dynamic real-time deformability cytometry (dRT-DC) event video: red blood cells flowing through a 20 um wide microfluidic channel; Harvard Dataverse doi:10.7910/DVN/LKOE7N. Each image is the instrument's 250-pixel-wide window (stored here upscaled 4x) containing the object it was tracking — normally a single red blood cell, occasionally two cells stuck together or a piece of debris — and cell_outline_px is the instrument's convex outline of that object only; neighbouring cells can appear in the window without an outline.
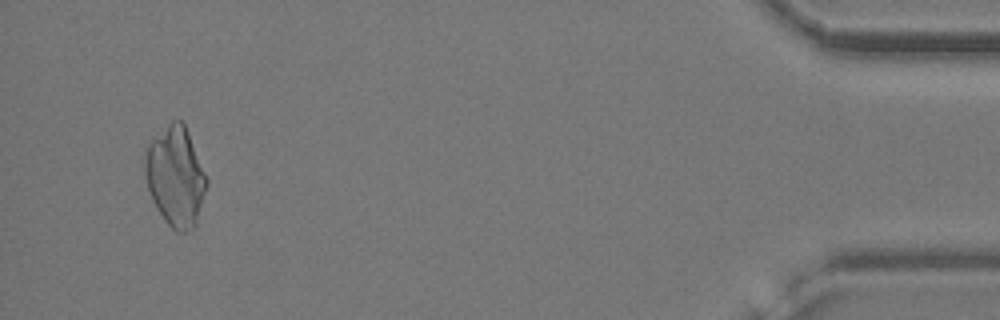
{"species": "common noctule bat (a hibernating species)", "species_latin": "Nyctalus noctula", "temperature_condition": "cold", "stored_images_in_passage": 51, "camera_frame_rate_fps": 3000, "um_per_image_px": 0.085, "animal": {"sex": "female", "body_mass_g": 24.6, "forearm_length_mm": 56.2}, "frame": {"image": 1, "passage_image": 49, "time_ms": 16.0, "image_size_px": [1000, 320], "cell_outline_px": [[208, 184], [196, 224], [192, 228], [184, 232], [176, 232], [168, 224], [156, 208], [152, 200], [144, 176], [144, 156], [148, 144], [172, 120], [180, 120], [184, 124], [188, 132], [208, 180]], "centroid_in_image_um": [14.91, 15.02], "position_along_channel_um": 420.3, "area_um2": 35.66}}